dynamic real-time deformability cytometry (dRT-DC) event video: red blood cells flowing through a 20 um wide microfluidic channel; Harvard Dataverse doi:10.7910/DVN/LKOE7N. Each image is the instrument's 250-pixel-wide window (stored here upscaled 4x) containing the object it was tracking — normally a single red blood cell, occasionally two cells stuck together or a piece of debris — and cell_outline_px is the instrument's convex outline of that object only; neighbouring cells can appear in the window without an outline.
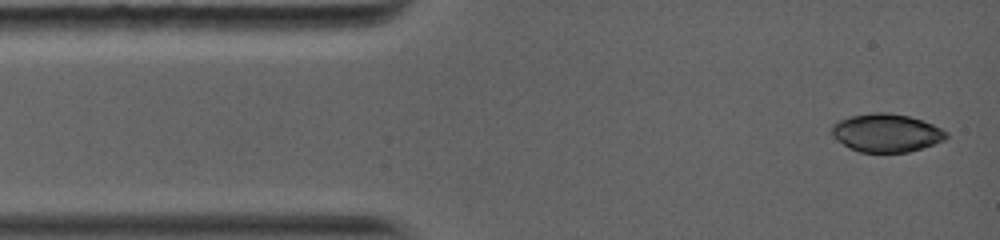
{"species": "common noctule bat (a hibernating species)", "species_latin": "Nyctalus noctula", "temperature_condition": "warm", "stored_images_in_passage": 65, "camera_frame_rate_fps": 5000, "um_per_image_px": 0.085, "animal": {"sex": "female", "body_mass_g": 19.0, "forearm_length_mm": 56.7}, "frame": {"image": 1, "passage_image": 1, "time_ms": 0.0, "image_size_px": [1000, 240], "cell_outline_px": [[948, 136], [944, 140], [908, 152], [860, 152], [848, 148], [832, 136], [832, 124], [848, 116], [872, 112], [888, 112], [908, 116], [924, 120], [948, 132]], "centroid_in_image_um": [75.32, 11.28], "position_along_channel_um": 9.7, "area_um2": 25.55}}
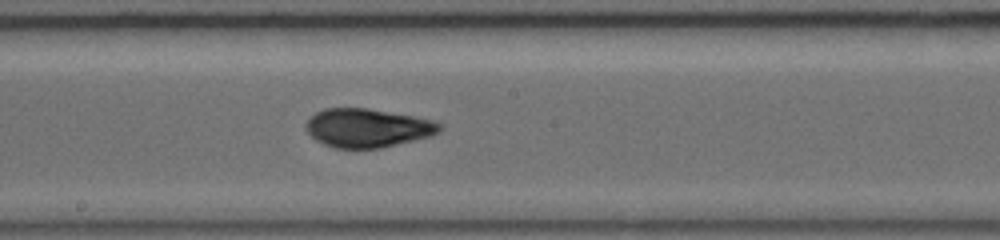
{"frame": {"image": 2, "passage_image": 30, "time_ms": 6.6, "image_size_px": [1000, 240], "cell_outline_px": [[444, 128], [440, 132], [428, 136], [380, 148], [336, 148], [324, 144], [316, 140], [304, 128], [304, 124], [316, 112], [324, 108], [368, 108], [412, 116], [432, 120], [440, 124]], "centroid_in_image_um": [31.21, 10.87], "position_along_channel_um": 217.0, "area_um2": 29.88}}
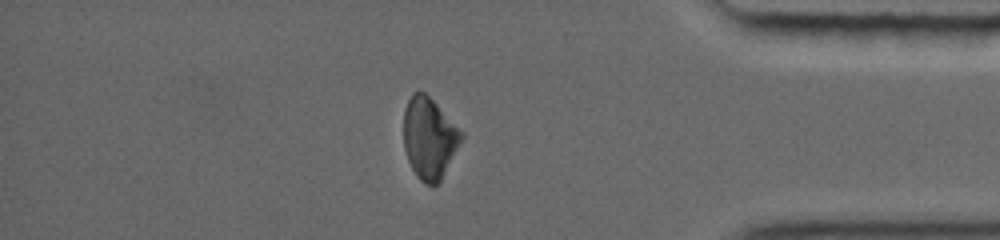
{"frame": {"image": 3, "passage_image": 56, "time_ms": 11.6, "image_size_px": [1000, 240], "cell_outline_px": [[464, 140], [440, 180], [432, 188], [424, 184], [416, 176], [408, 160], [404, 148], [404, 108], [412, 92], [424, 92], [464, 132]], "centroid_in_image_um": [36.51, 11.77], "position_along_channel_um": 398.7, "area_um2": 27.57}, "authors_computed_cell_mechanics": {"area_um2": 29.189, "velocity_mm_per_s": 4.1235, "shape_relaxation_time_tau1_ms": 3.6497, "shape_relaxation_time_tau2_ms": 2.5066, "deformation_change_tau1": 0.1426, "deformation_change_tau2": 0.0664}}